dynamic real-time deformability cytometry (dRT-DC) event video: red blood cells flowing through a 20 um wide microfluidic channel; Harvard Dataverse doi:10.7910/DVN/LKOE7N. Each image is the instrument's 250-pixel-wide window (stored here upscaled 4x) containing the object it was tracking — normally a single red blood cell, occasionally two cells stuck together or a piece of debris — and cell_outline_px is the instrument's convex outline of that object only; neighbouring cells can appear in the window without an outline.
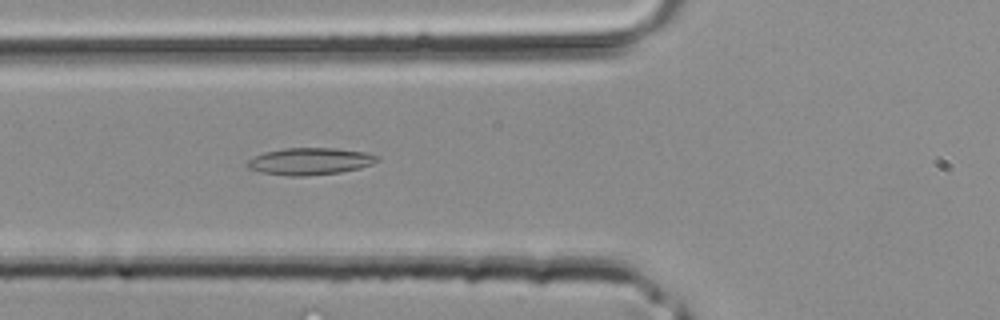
{"species": "common noctule bat (a hibernating species)", "species_latin": "Nyctalus noctula", "temperature_condition": "room temperature", "stored_images_in_passage": 32, "camera_frame_rate_fps": 3000, "um_per_image_px": 0.085, "animal": {"sex": "male", "body_mass_g": 20.4}, "frame": {"image": 1, "passage_image": 7, "time_ms": 2.0, "image_size_px": [1000, 320], "cell_outline_px": [[380, 160], [372, 164], [360, 168], [340, 172], [304, 176], [288, 176], [264, 172], [248, 168], [248, 160], [264, 152], [284, 148], [336, 148], [364, 152], [380, 156]], "centroid_in_image_um": [26.4, 13.7], "position_along_channel_um": 99.4, "area_um2": 20.29}}
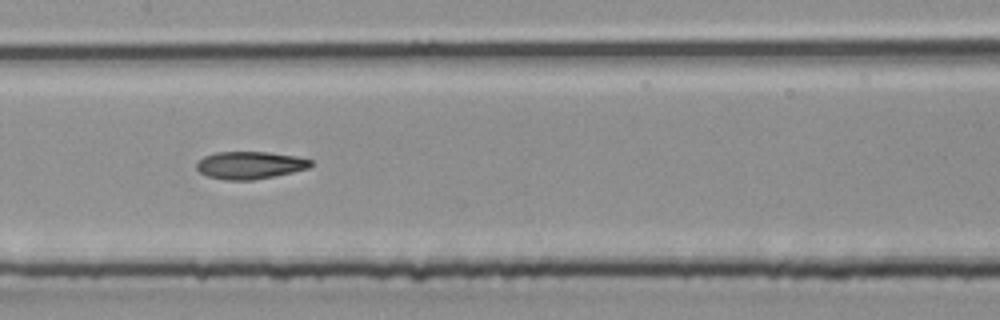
{"frame": {"image": 2, "passage_image": 12, "time_ms": 3.667, "image_size_px": [1000, 320], "cell_outline_px": [[312, 164], [308, 168], [292, 172], [252, 180], [224, 180], [208, 176], [200, 172], [196, 168], [196, 164], [204, 156], [216, 152], [268, 152], [300, 156], [312, 160]], "centroid_in_image_um": [21.25, 14.03], "position_along_channel_um": 186.1, "area_um2": 18.26}}
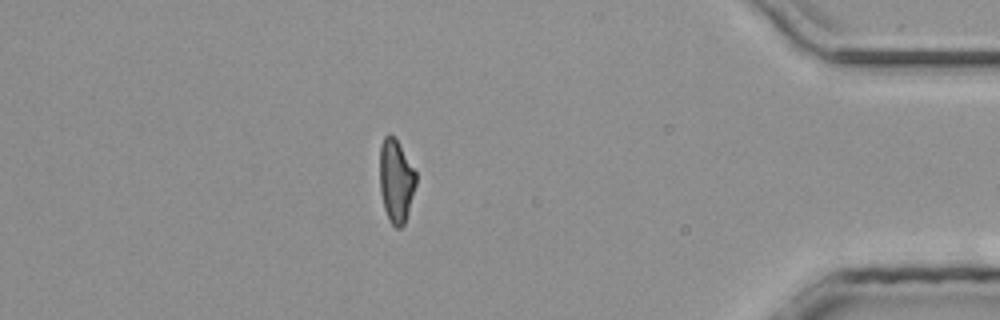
{"frame": {"image": 3, "passage_image": 27, "time_ms": 8.667, "image_size_px": [1000, 320], "cell_outline_px": [[416, 184], [404, 224], [400, 228], [396, 228], [388, 220], [384, 208], [380, 192], [380, 144], [384, 136], [388, 132], [396, 140], [416, 172]], "centroid_in_image_um": [33.64, 15.38], "position_along_channel_um": 401.6, "area_um2": 17.4}}